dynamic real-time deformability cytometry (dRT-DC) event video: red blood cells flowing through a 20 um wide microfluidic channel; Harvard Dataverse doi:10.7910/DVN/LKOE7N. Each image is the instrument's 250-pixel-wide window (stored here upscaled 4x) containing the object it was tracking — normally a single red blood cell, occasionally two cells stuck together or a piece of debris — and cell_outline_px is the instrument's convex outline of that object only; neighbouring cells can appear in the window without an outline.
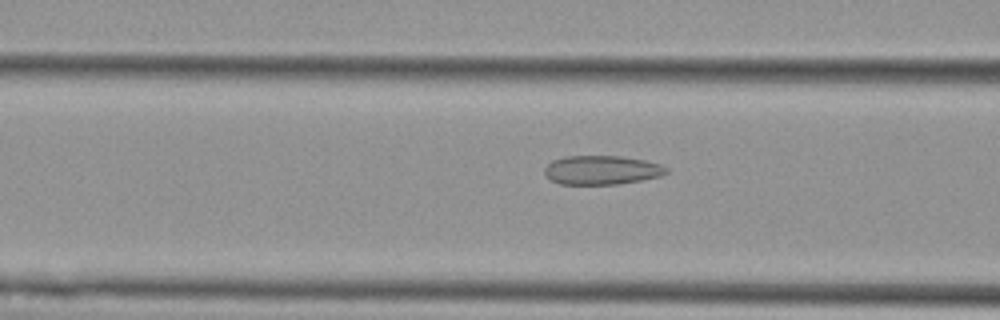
{"species": "Egyptian fruit bat (a non-hibernating species)", "species_latin": "Rousettus aegyptiacus", "temperature_condition": "cold", "stored_images_in_passage": 54, "camera_frame_rate_fps": 3000, "um_per_image_px": 0.085, "animal": {"sex": "female"}, "frame": {"image": 1, "passage_image": 21, "time_ms": 6.667, "image_size_px": [1000, 320], "cell_outline_px": [[668, 172], [660, 176], [620, 184], [560, 184], [552, 180], [544, 172], [544, 168], [552, 160], [564, 156], [620, 156], [644, 160], [660, 164], [668, 168]], "centroid_in_image_um": [51.14, 14.45], "position_along_channel_um": 115.5, "area_um2": 20.52}}
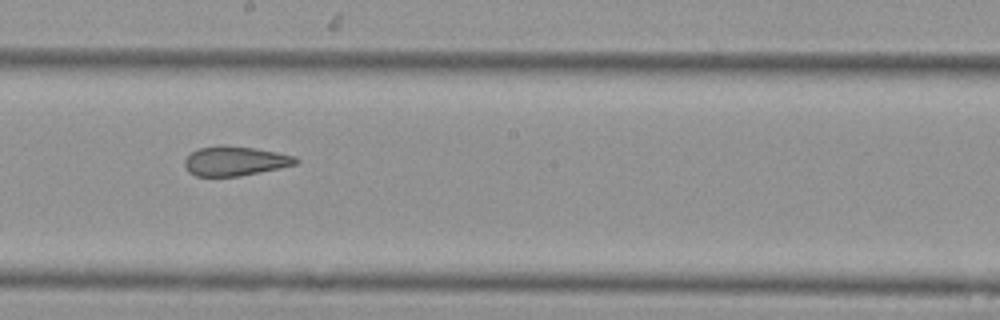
{"frame": {"image": 2, "passage_image": 30, "time_ms": 9.667, "image_size_px": [1000, 320], "cell_outline_px": [[300, 160], [296, 164], [280, 168], [240, 176], [196, 176], [188, 172], [184, 164], [184, 160], [192, 152], [200, 148], [220, 144], [224, 144], [256, 148], [296, 156]], "centroid_in_image_um": [19.98, 13.67], "position_along_channel_um": 228.2, "area_um2": 19.25}}
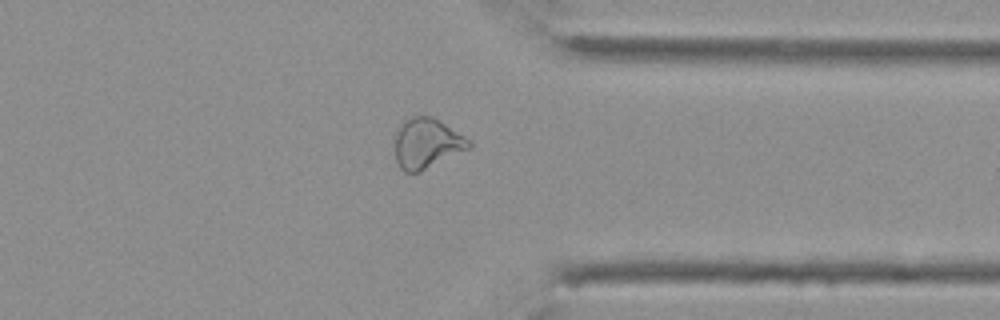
{"frame": {"image": 3, "passage_image": 42, "time_ms": 13.667, "image_size_px": [1000, 320], "cell_outline_px": [[472, 148], [420, 172], [404, 172], [400, 168], [396, 160], [396, 132], [400, 124], [404, 120], [412, 116], [432, 116], [472, 140]], "centroid_in_image_um": [36.32, 12.19], "position_along_channel_um": 375.1, "area_um2": 21.85}, "authors_computed_cell_mechanics": {"area_um2": 23.4957, "velocity_mm_per_s": 3.765, "shape_relaxation_time_tau1_ms": null, "shape_relaxation_time_tau2_ms": 2.2326, "deformation_change_tau1": null, "deformation_change_tau2": 0.0882}}